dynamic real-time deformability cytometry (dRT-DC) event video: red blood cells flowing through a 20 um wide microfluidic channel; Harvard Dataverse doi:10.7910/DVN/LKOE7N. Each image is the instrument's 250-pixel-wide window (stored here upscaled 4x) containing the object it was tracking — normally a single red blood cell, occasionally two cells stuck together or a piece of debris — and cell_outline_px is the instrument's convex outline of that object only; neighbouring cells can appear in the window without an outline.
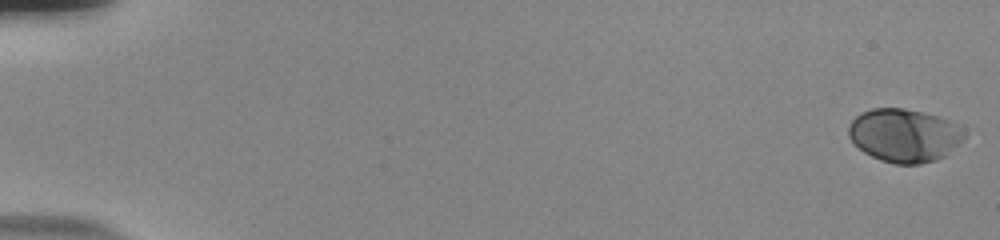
{"species": "human", "species_latin": "Homo sapiens", "temperature_condition": "room temperature", "stored_images_in_passage": 57, "camera_frame_rate_fps": 3000, "um_per_image_px": 0.085, "donor": {"sex": "male"}, "frame": {"image": 1, "passage_image": 1, "time_ms": 0.0, "image_size_px": [1000, 240], "cell_outline_px": [[964, 140], [944, 156], [936, 160], [920, 164], [896, 164], [880, 160], [864, 152], [848, 136], [848, 128], [852, 120], [860, 112], [872, 108], [904, 108], [936, 116], [948, 120], [956, 124], [964, 136]], "centroid_in_image_um": [76.83, 11.51], "position_along_channel_um": 8.2, "area_um2": 35.6}}
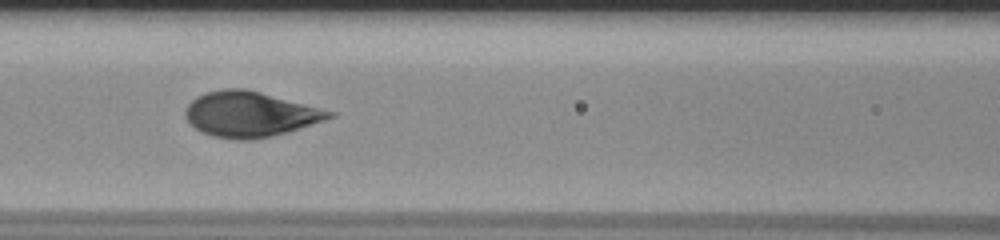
{"frame": {"image": 2, "passage_image": 27, "time_ms": 8.667, "image_size_px": [1000, 240], "cell_outline_px": [[336, 116], [288, 132], [272, 136], [252, 140], [232, 140], [212, 136], [200, 132], [188, 120], [184, 112], [188, 104], [196, 96], [208, 92], [224, 88], [244, 88], [260, 92], [336, 112]], "centroid_in_image_um": [21.24, 9.72], "position_along_channel_um": 145.4, "area_um2": 37.92}}
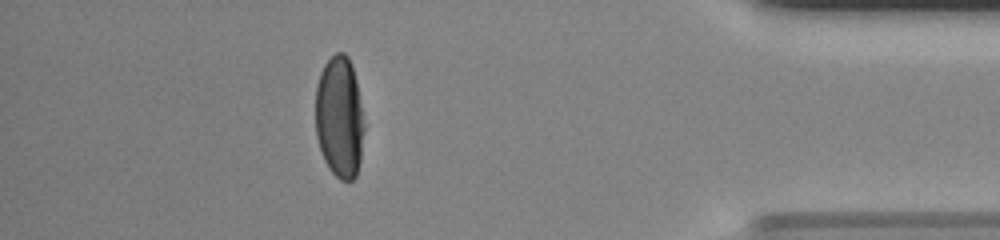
{"frame": {"image": 3, "passage_image": 51, "time_ms": 16.667, "image_size_px": [1000, 240], "cell_outline_px": [[364, 128], [360, 160], [356, 176], [352, 180], [340, 180], [328, 168], [324, 160], [316, 136], [316, 84], [320, 72], [324, 64], [336, 52], [344, 52], [348, 56], [352, 64], [356, 80], [364, 124]], "centroid_in_image_um": [28.85, 9.95], "position_along_channel_um": 406.4, "area_um2": 34.62}}